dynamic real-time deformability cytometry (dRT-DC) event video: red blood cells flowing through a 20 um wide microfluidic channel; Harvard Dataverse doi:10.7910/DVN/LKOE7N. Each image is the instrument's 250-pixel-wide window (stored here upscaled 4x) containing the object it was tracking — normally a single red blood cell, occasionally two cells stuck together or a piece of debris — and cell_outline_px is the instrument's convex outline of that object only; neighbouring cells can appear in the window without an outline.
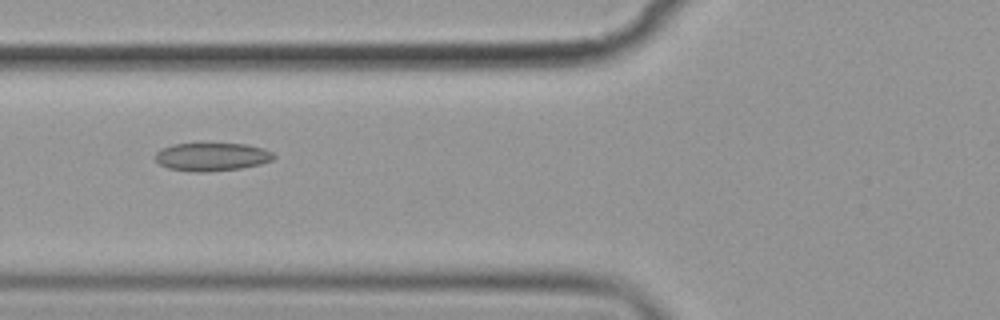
{"species": "common noctule bat (a hibernating species)", "species_latin": "Nyctalus noctula", "temperature_condition": "cold", "stored_images_in_passage": 7, "camera_frame_rate_fps": 3000, "um_per_image_px": 0.085, "animal": {"sex": "female", "body_mass_g": 19.9}, "frame": {"image": 1, "passage_image": 2, "time_ms": 1.0, "image_size_px": [1000, 320], "cell_outline_px": [[276, 156], [272, 160], [260, 164], [240, 168], [208, 172], [196, 172], [168, 168], [160, 164], [156, 160], [156, 152], [160, 148], [172, 144], [244, 144], [264, 148], [272, 152]], "centroid_in_image_um": [18.0, 13.33], "position_along_channel_um": 107.8, "area_um2": 19.36}}
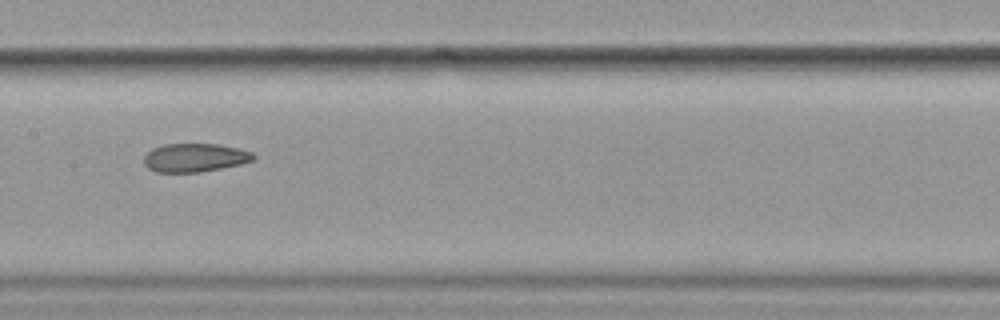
{"frame": {"image": 2, "passage_image": 4, "time_ms": 3.333, "image_size_px": [1000, 320], "cell_outline_px": [[256, 156], [252, 160], [240, 164], [200, 172], [156, 172], [148, 168], [144, 164], [144, 156], [152, 148], [164, 144], [220, 144], [240, 148], [252, 152]], "centroid_in_image_um": [16.55, 13.39], "position_along_channel_um": 190.8, "area_um2": 18.21}}
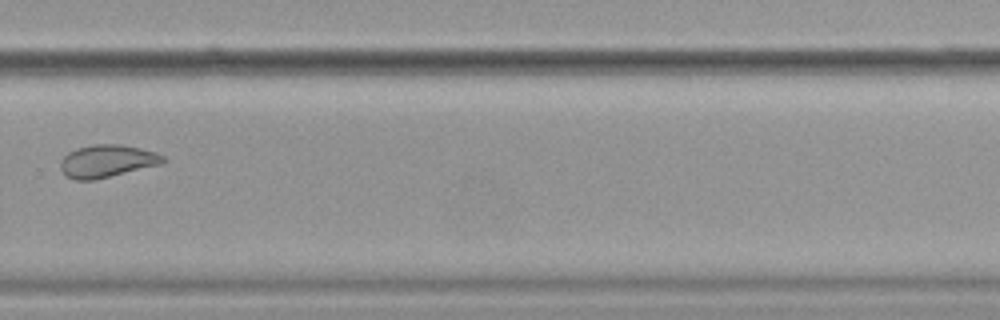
{"frame": {"image": 3, "passage_image": 7, "time_ms": 7.0, "image_size_px": [1000, 320], "cell_outline_px": [[164, 160], [160, 164], [96, 180], [76, 180], [64, 176], [60, 168], [60, 160], [68, 152], [76, 148], [92, 144], [120, 144], [140, 148], [156, 152], [164, 156]], "centroid_in_image_um": [9.04, 13.69], "position_along_channel_um": 320.8, "area_um2": 19.59}}